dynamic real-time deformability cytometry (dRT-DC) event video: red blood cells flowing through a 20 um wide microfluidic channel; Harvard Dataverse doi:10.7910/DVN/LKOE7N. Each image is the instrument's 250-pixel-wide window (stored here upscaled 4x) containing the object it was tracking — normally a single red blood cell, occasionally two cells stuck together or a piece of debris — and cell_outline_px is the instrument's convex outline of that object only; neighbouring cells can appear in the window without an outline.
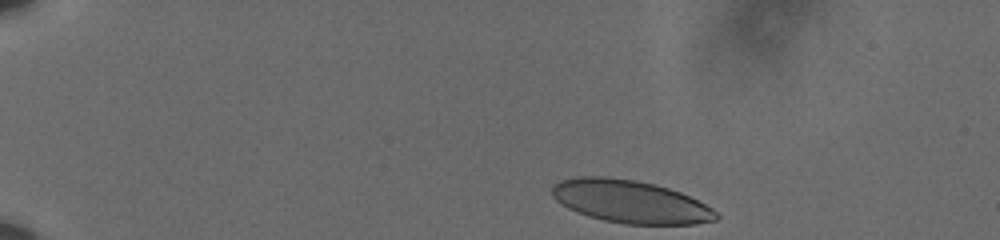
{"species": "human", "species_latin": "Homo sapiens", "temperature_condition": "cold", "stored_images_in_passage": 43, "camera_frame_rate_fps": 3000, "um_per_image_px": 0.085, "donor": {"sex": "male"}, "frame": {"image": 1, "passage_image": 1, "time_ms": 0.0, "image_size_px": [1000, 240], "cell_outline_px": [[720, 216], [716, 220], [696, 224], [624, 224], [604, 220], [588, 216], [576, 212], [568, 208], [556, 200], [552, 196], [552, 184], [560, 180], [576, 176], [604, 176], [636, 180], [668, 188], [680, 192], [712, 208]], "centroid_in_image_um": [53.54, 17.13], "position_along_channel_um": 31.5, "area_um2": 40.92}}
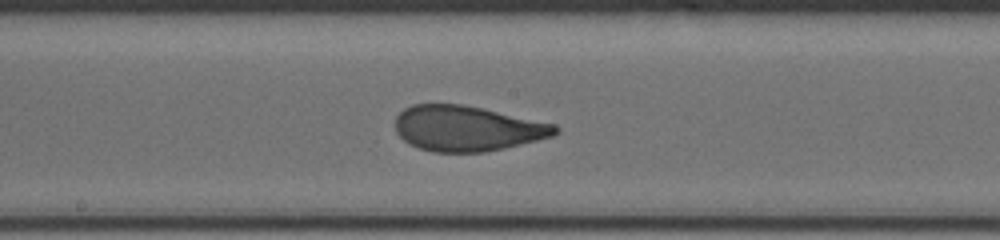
{"frame": {"image": 2, "passage_image": 24, "time_ms": 7.667, "image_size_px": [1000, 240], "cell_outline_px": [[560, 132], [552, 136], [504, 148], [484, 152], [432, 152], [408, 144], [396, 132], [396, 116], [404, 108], [412, 104], [464, 104], [556, 124], [560, 128]], "centroid_in_image_um": [39.7, 10.91], "position_along_channel_um": 208.5, "area_um2": 42.31}}
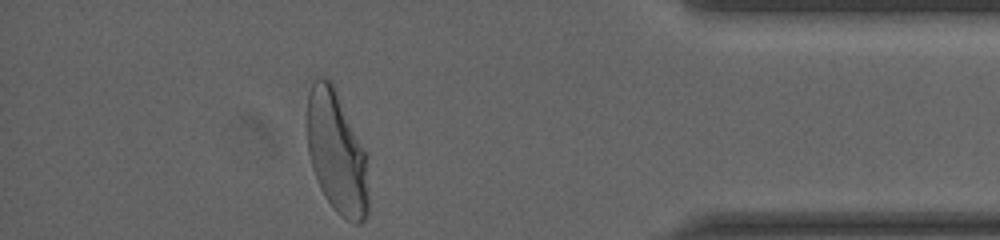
{"frame": {"image": 3, "passage_image": 43, "time_ms": 14.0, "image_size_px": [1000, 240], "cell_outline_px": [[368, 216], [360, 224], [352, 224], [340, 216], [332, 208], [324, 196], [316, 180], [312, 168], [308, 152], [308, 92], [316, 76], [320, 76], [332, 80], [368, 156]], "centroid_in_image_um": [28.64, 13.0], "position_along_channel_um": 406.6, "area_um2": 44.68}, "authors_computed_cell_mechanics": {"area_um2": 42.7142, "velocity_mm_per_s": 3.5892, "shape_relaxation_time_tau1_ms": 6.8317, "shape_relaxation_time_tau2_ms": null, "deformation_change_tau1": 0.2252, "deformation_change_tau2": null}}